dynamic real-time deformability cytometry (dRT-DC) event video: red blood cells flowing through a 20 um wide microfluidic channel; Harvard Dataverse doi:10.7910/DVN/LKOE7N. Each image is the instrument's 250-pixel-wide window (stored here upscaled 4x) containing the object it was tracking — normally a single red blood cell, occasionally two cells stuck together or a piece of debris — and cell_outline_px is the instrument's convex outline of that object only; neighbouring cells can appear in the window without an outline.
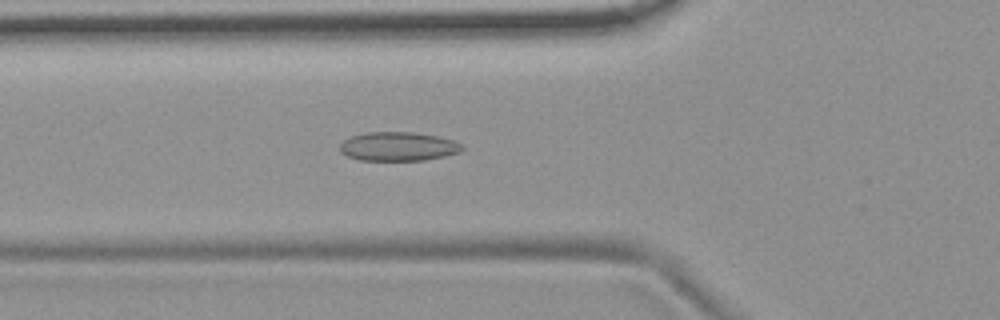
{"species": "common noctule bat (a hibernating species)", "species_latin": "Nyctalus noctula", "temperature_condition": "room temperature", "stored_images_in_passage": 42, "camera_frame_rate_fps": 3000, "um_per_image_px": 0.085, "animal": {"sex": "female", "body_mass_g": 19.9}, "frame": {"image": 1, "passage_image": 8, "time_ms": 2.333, "image_size_px": [1000, 320], "cell_outline_px": [[464, 148], [460, 152], [444, 156], [424, 160], [360, 160], [348, 156], [340, 152], [340, 144], [344, 140], [352, 136], [368, 132], [412, 132], [440, 136], [452, 140], [460, 144]], "centroid_in_image_um": [33.85, 12.44], "position_along_channel_um": 92.0, "area_um2": 20.52}}
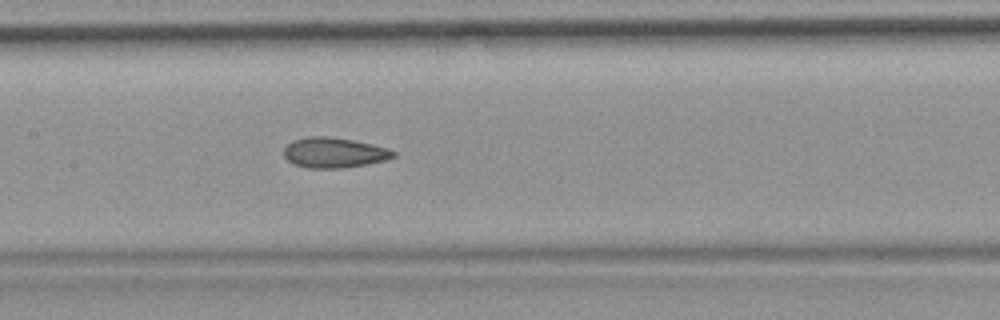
{"frame": {"image": 2, "passage_image": 15, "time_ms": 4.667, "image_size_px": [1000, 320], "cell_outline_px": [[396, 156], [388, 160], [340, 168], [308, 168], [296, 164], [288, 160], [284, 156], [284, 148], [292, 140], [308, 136], [328, 136], [352, 140], [372, 144], [388, 148], [396, 152]], "centroid_in_image_um": [28.41, 12.96], "position_along_channel_um": 179.0, "area_um2": 19.25}}
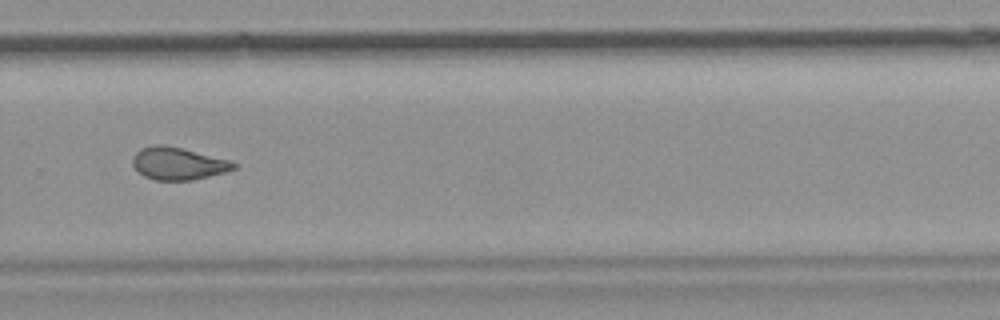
{"frame": {"image": 3, "passage_image": 26, "time_ms": 8.333, "image_size_px": [1000, 320], "cell_outline_px": [[236, 168], [224, 172], [192, 180], [156, 180], [144, 176], [132, 164], [132, 160], [136, 152], [140, 148], [152, 144], [164, 144], [228, 160], [236, 164]], "centroid_in_image_um": [15.09, 13.89], "position_along_channel_um": 314.7, "area_um2": 18.79}}